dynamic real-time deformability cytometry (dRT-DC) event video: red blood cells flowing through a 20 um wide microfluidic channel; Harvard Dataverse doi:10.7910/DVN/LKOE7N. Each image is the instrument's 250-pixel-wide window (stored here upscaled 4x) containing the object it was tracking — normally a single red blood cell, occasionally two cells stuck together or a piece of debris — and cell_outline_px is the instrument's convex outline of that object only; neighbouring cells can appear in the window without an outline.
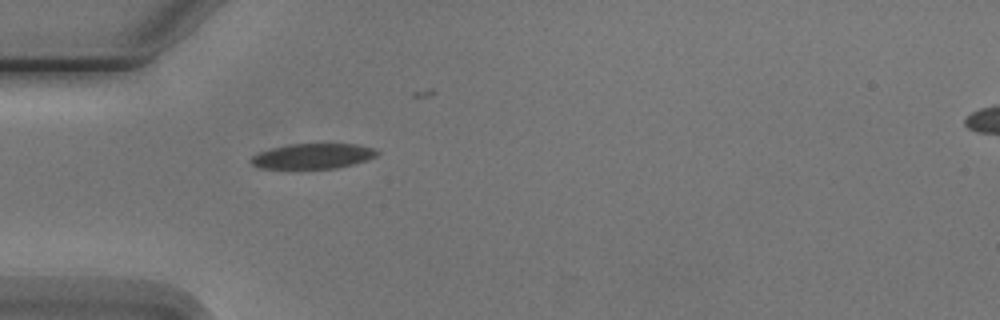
{"species": "Egyptian fruit bat (a non-hibernating species)", "species_latin": "Rousettus aegyptiacus", "temperature_condition": "cold", "stored_images_in_passage": 2, "camera_frame_rate_fps": 3000, "um_per_image_px": 0.085, "animal": {"sex": "male"}, "frame": {"image": 1, "passage_image": 1, "time_ms": 0.0, "image_size_px": [1000, 320], "cell_outline_px": [[380, 152], [376, 156], [352, 164], [336, 168], [260, 168], [252, 164], [248, 160], [252, 156], [260, 152], [272, 148], [288, 144], [356, 144], [372, 148]], "centroid_in_image_um": [26.56, 13.26], "position_along_channel_um": 58.4, "area_um2": 18.26}}